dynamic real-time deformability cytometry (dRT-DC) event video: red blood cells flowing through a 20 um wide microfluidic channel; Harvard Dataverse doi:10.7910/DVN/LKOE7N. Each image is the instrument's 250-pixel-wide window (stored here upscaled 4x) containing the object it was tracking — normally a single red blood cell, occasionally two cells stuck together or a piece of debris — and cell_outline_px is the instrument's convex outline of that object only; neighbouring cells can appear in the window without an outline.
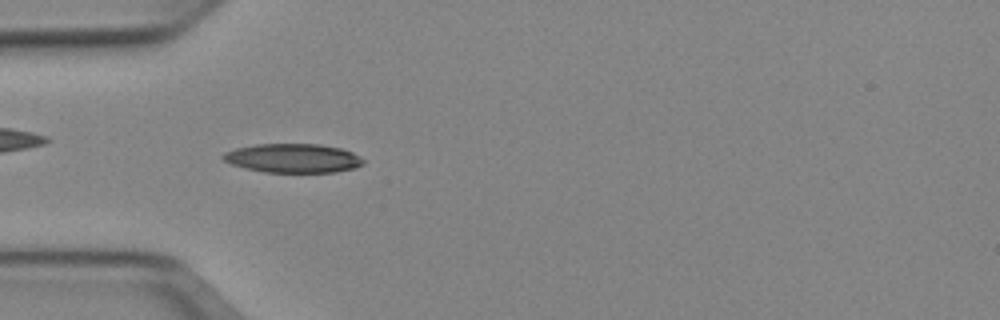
{"species": "Egyptian fruit bat (a non-hibernating species)", "species_latin": "Rousettus aegyptiacus", "temperature_condition": "cold", "stored_images_in_passage": 39, "camera_frame_rate_fps": 3000, "um_per_image_px": 0.085, "animal": {"sex": "female"}, "frame": {"image": 1, "passage_image": 3, "time_ms": 0.667, "image_size_px": [1000, 320], "cell_outline_px": [[364, 164], [356, 168], [336, 172], [264, 172], [244, 168], [232, 164], [224, 160], [220, 156], [224, 152], [236, 148], [256, 144], [320, 144], [340, 148], [352, 152], [364, 160]], "centroid_in_image_um": [24.9, 13.45], "position_along_channel_um": 60.1, "area_um2": 23.76}}
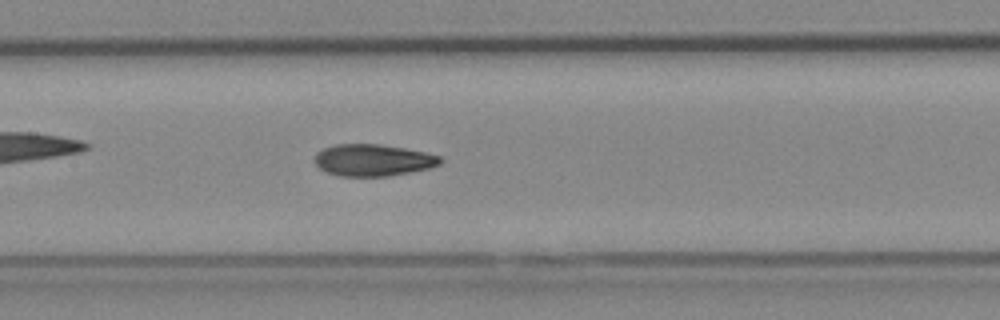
{"frame": {"image": 2, "passage_image": 12, "time_ms": 3.667, "image_size_px": [1000, 320], "cell_outline_px": [[444, 160], [440, 164], [428, 168], [388, 176], [340, 176], [328, 172], [320, 168], [312, 160], [316, 152], [324, 148], [336, 144], [376, 144], [404, 148], [424, 152], [440, 156]], "centroid_in_image_um": [31.68, 13.61], "position_along_channel_um": 175.7, "area_um2": 23.18}}
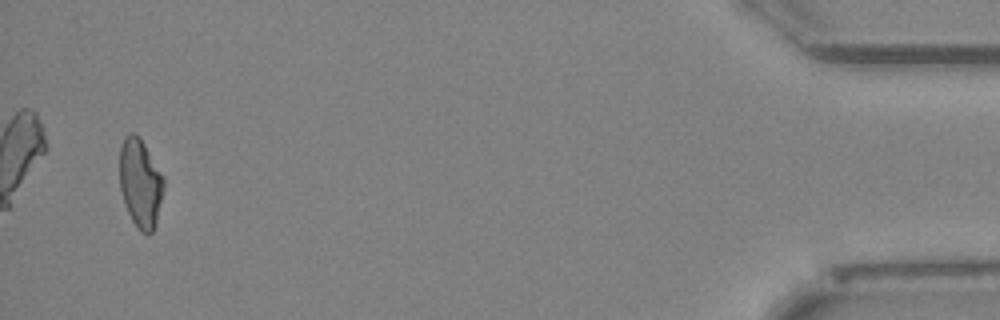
{"frame": {"image": 3, "passage_image": 37, "time_ms": 12.0, "image_size_px": [1000, 320], "cell_outline_px": [[164, 188], [156, 224], [152, 232], [148, 236], [140, 232], [132, 220], [128, 212], [120, 188], [120, 148], [124, 140], [132, 132], [140, 136], [164, 176]], "centroid_in_image_um": [11.95, 15.59], "position_along_channel_um": 423.2, "area_um2": 22.83}, "authors_computed_cell_mechanics": {"area_um2": 23.2356, "velocity_mm_per_s": 3.9585, "shape_relaxation_time_tau1_ms": null, "shape_relaxation_time_tau2_ms": 2.4548, "deformation_change_tau1": null, "deformation_change_tau2": 0.0934}}